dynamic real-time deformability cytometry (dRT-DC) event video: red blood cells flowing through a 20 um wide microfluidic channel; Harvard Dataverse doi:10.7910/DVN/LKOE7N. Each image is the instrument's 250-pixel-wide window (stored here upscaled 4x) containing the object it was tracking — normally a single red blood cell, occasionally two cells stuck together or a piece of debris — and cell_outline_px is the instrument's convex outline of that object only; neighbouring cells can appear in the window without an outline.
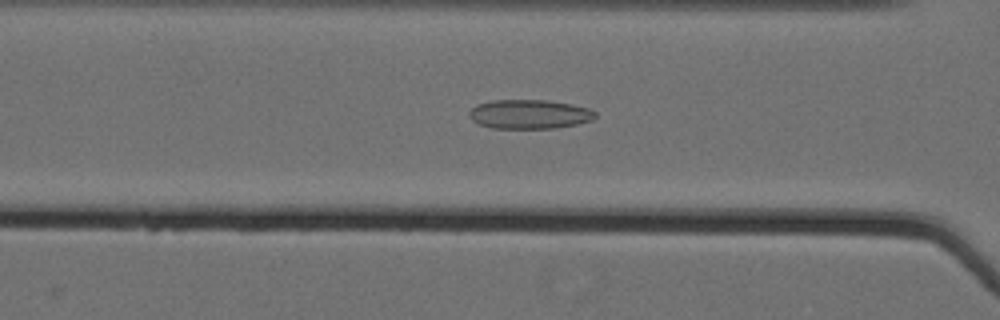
{"species": "Egyptian fruit bat (a non-hibernating species)", "species_latin": "Rousettus aegyptiacus", "temperature_condition": "cold", "stored_images_in_passage": 35, "camera_frame_rate_fps": 3000, "um_per_image_px": 0.085, "animal": {"sex": "female"}, "frame": {"image": 1, "passage_image": 10, "time_ms": 3.0, "image_size_px": [1000, 320], "cell_outline_px": [[596, 116], [592, 120], [576, 124], [556, 128], [492, 128], [480, 124], [472, 120], [468, 116], [468, 112], [476, 104], [492, 100], [548, 100], [572, 104], [588, 108], [596, 112]], "centroid_in_image_um": [44.98, 9.7], "position_along_channel_um": 121.6, "area_um2": 21.5}}
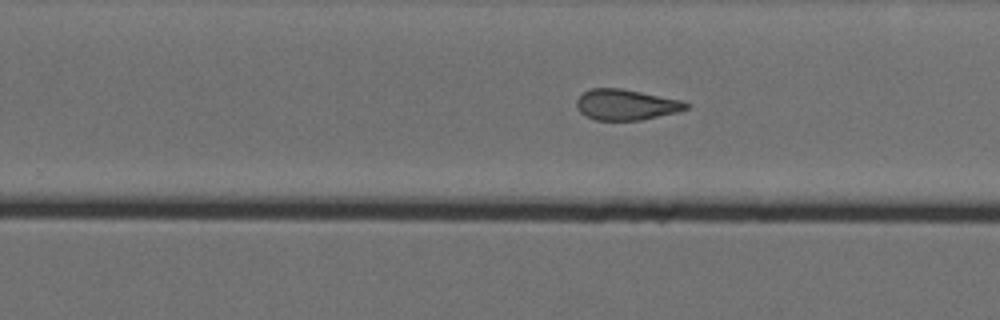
{"frame": {"image": 2, "passage_image": 23, "time_ms": 7.333, "image_size_px": [1000, 320], "cell_outline_px": [[688, 108], [680, 112], [640, 120], [596, 120], [580, 112], [576, 108], [576, 100], [584, 92], [592, 88], [620, 88], [680, 100], [688, 104]], "centroid_in_image_um": [53.2, 8.9], "position_along_channel_um": 276.6, "area_um2": 19.42}}
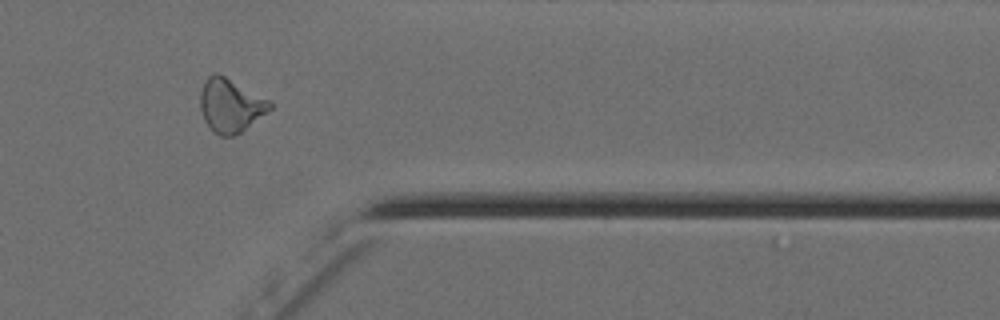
{"frame": {"image": 3, "passage_image": 33, "time_ms": 10.667, "image_size_px": [1000, 320], "cell_outline_px": [[272, 108], [240, 132], [232, 136], [220, 136], [204, 120], [200, 108], [200, 92], [204, 80], [212, 72], [216, 72], [272, 100]], "centroid_in_image_um": [19.59, 8.92], "position_along_channel_um": 391.8, "area_um2": 21.62}, "authors_computed_cell_mechanics": {"area_um2": 20.4034, "velocity_mm_per_s": 3.5783, "shape_relaxation_time_tau1_ms": null, "shape_relaxation_time_tau2_ms": 2.8892, "deformation_change_tau1": null, "deformation_change_tau2": 0.1215}}